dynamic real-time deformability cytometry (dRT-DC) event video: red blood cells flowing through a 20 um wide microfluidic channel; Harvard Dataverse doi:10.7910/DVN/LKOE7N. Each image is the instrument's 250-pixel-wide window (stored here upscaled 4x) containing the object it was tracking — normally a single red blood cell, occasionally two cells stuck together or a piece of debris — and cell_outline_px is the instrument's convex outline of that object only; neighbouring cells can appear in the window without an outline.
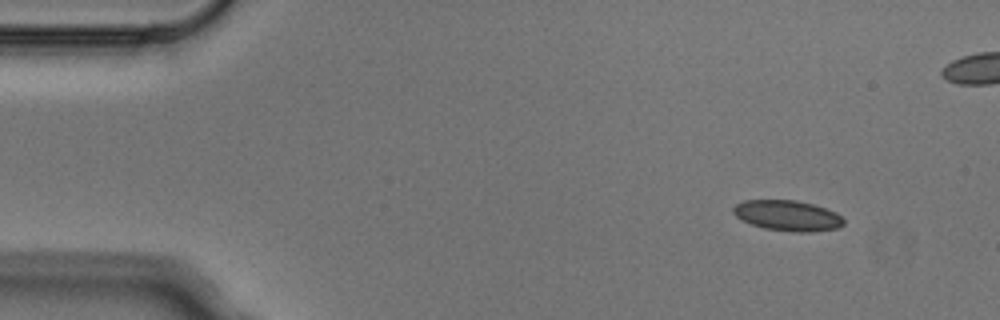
{"species": "Egyptian fruit bat (a non-hibernating species)", "species_latin": "Rousettus aegyptiacus", "temperature_condition": "cold", "stored_images_in_passage": 7, "camera_frame_rate_fps": 3000, "um_per_image_px": 0.085, "animal": {"sex": "male"}, "frame": {"image": 1, "passage_image": 1, "time_ms": 0.0, "image_size_px": [1000, 320], "cell_outline_px": [[844, 224], [836, 228], [812, 232], [796, 232], [764, 228], [752, 224], [736, 216], [732, 212], [732, 208], [736, 204], [744, 200], [796, 200], [812, 204], [836, 212], [844, 220]], "centroid_in_image_um": [66.94, 18.32], "position_along_channel_um": 18.1, "area_um2": 19.48}}
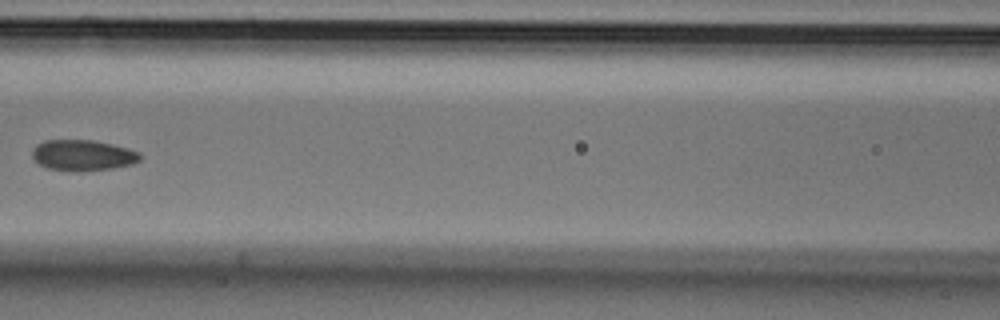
{"frame": {"image": 2, "passage_image": 6, "time_ms": 1.667, "image_size_px": [1000, 320], "cell_outline_px": [[140, 160], [132, 164], [112, 168], [80, 172], [68, 172], [48, 168], [40, 164], [32, 156], [32, 148], [36, 144], [44, 140], [92, 140], [112, 144], [128, 148], [140, 152]], "centroid_in_image_um": [7.02, 13.2], "position_along_channel_um": 159.6, "area_um2": 19.59}}
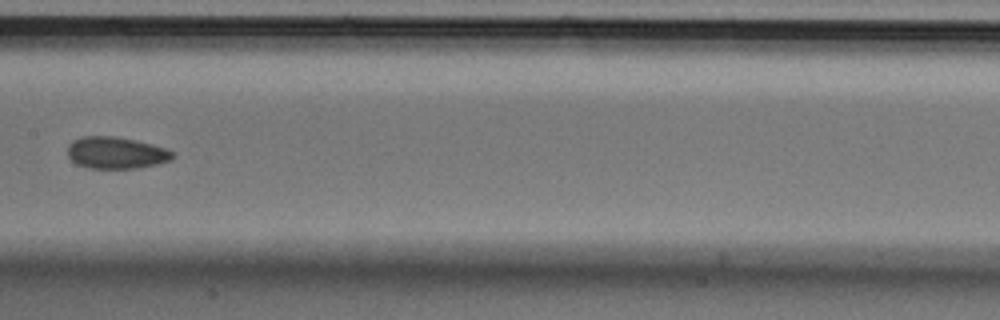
{"frame": {"image": 3, "passage_image": 7, "time_ms": 2.0, "image_size_px": [1000, 320], "cell_outline_px": [[176, 156], [172, 160], [156, 164], [136, 168], [88, 168], [76, 164], [68, 156], [68, 144], [72, 140], [80, 136], [112, 136], [136, 140], [152, 144], [164, 148], [172, 152]], "centroid_in_image_um": [9.84, 12.98], "position_along_channel_um": 197.6, "area_um2": 19.54}}